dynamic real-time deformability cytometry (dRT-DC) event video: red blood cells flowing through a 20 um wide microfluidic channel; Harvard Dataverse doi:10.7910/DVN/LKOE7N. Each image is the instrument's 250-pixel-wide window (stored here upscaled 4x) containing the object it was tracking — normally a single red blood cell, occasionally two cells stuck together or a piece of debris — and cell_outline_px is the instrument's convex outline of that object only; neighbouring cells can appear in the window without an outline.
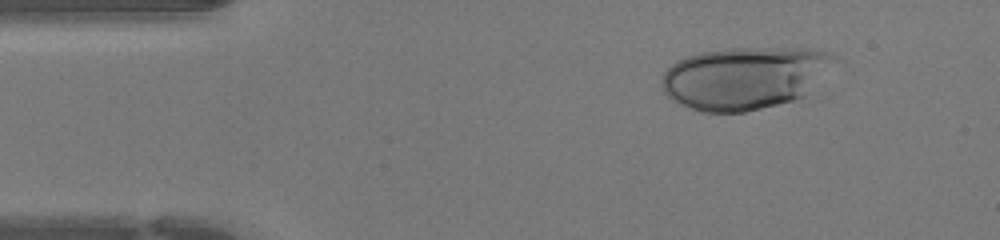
{"species": "human", "species_latin": "Homo sapiens", "temperature_condition": "warm", "stored_images_in_passage": 45, "camera_frame_rate_fps": 3000, "um_per_image_px": 0.085, "donor": {"sex": "female"}, "frame": {"image": 1, "passage_image": 5, "time_ms": 1.333, "image_size_px": [1000, 240], "cell_outline_px": [[836, 56], [804, 96], [792, 100], [744, 112], [704, 112], [680, 104], [672, 100], [664, 92], [660, 84], [660, 80], [664, 72], [676, 60], [684, 56], [700, 52], [728, 48], [808, 48], [828, 52]], "centroid_in_image_um": [63.18, 6.6], "position_along_channel_um": 21.8, "area_um2": 62.19}}
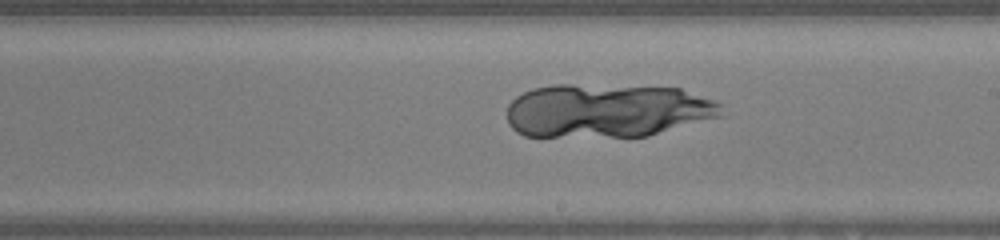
{"frame": {"image": 2, "passage_image": 25, "time_ms": 8.0, "image_size_px": [1000, 240], "cell_outline_px": [[724, 116], [648, 136], [524, 136], [516, 132], [508, 124], [508, 104], [516, 96], [532, 88], [556, 84], [572, 84], [680, 88], [712, 100], [720, 104]], "centroid_in_image_um": [51.59, 9.4], "position_along_channel_um": 237.4, "area_um2": 67.22}}
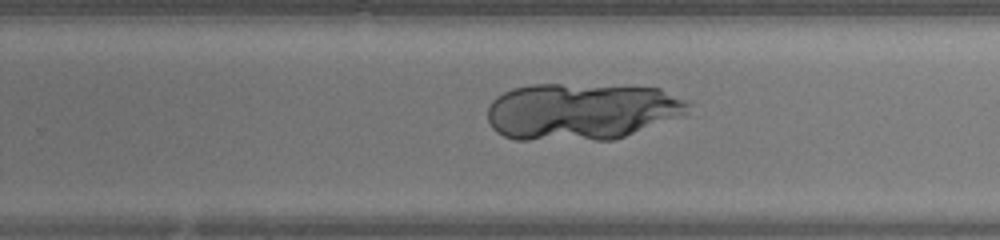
{"frame": {"image": 3, "passage_image": 28, "time_ms": 9.0, "image_size_px": [1000, 240], "cell_outline_px": [[692, 104], [684, 116], [612, 140], [516, 140], [504, 136], [496, 132], [492, 128], [488, 120], [488, 108], [492, 100], [496, 96], [512, 88], [532, 84], [560, 84], [660, 88]], "centroid_in_image_um": [49.4, 9.48], "position_along_channel_um": 280.4, "area_um2": 66.87}}